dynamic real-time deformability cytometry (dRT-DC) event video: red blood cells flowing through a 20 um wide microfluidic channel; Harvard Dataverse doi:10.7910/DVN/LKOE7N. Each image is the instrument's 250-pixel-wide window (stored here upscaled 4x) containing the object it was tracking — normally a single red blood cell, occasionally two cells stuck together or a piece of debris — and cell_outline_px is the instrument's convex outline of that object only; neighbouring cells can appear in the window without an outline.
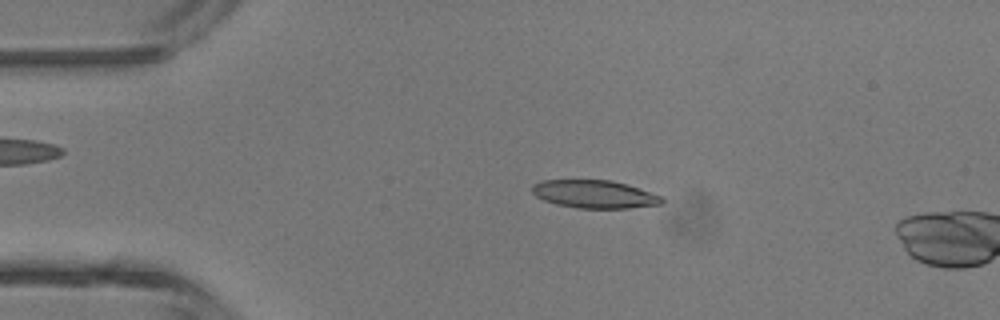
{"species": "common noctule bat (a hibernating species)", "species_latin": "Nyctalus noctula", "temperature_condition": "room temperature", "stored_images_in_passage": 10, "camera_frame_rate_fps": 3000, "um_per_image_px": 0.085, "animal": {"sex": "male", "body_mass_g": 13.3}, "frame": {"image": 1, "passage_image": 5, "time_ms": 1.333, "image_size_px": [1000, 320], "cell_outline_px": [[664, 200], [660, 204], [628, 208], [576, 208], [556, 204], [544, 200], [536, 196], [532, 192], [532, 184], [540, 180], [612, 180], [660, 196]], "centroid_in_image_um": [50.45, 16.5], "position_along_channel_um": 34.6, "area_um2": 20.87}}